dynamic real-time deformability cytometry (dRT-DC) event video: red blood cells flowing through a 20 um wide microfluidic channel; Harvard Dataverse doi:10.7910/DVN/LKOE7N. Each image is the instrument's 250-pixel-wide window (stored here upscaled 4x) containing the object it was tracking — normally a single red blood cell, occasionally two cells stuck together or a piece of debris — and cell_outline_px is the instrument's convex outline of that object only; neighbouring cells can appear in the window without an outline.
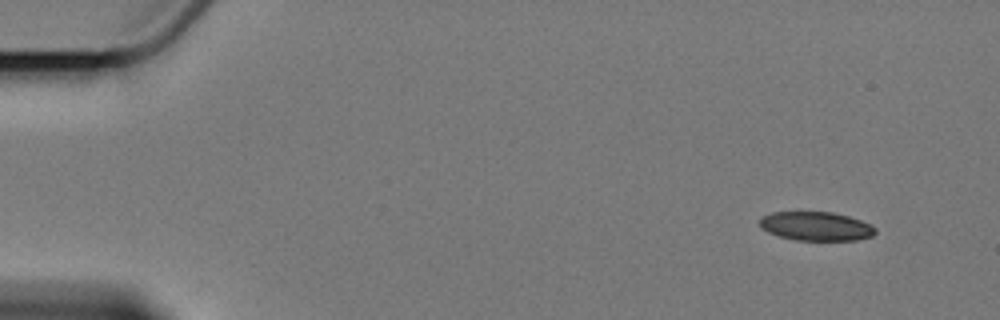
{"species": "Egyptian fruit bat (a non-hibernating species)", "species_latin": "Rousettus aegyptiacus", "temperature_condition": "cold", "stored_images_in_passage": 4, "camera_frame_rate_fps": 3000, "um_per_image_px": 0.085, "animal": {"sex": "female"}, "frame": {"image": 1, "passage_image": 1, "time_ms": 0.0, "image_size_px": [1000, 320], "cell_outline_px": [[876, 232], [872, 236], [856, 240], [796, 240], [780, 236], [768, 232], [760, 224], [760, 220], [764, 216], [772, 212], [832, 212], [848, 216], [872, 224], [876, 228]], "centroid_in_image_um": [69.41, 19.23], "position_along_channel_um": 15.6, "area_um2": 19.31}}